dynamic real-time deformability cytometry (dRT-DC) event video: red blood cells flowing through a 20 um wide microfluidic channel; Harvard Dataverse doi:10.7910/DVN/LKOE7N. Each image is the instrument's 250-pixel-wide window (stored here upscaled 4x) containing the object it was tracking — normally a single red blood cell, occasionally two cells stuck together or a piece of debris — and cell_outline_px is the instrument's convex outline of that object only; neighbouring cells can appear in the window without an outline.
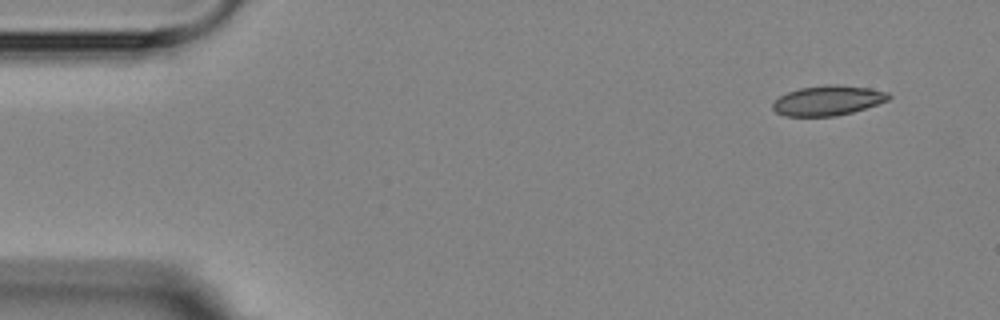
{"species": "Egyptian fruit bat (a non-hibernating species)", "species_latin": "Rousettus aegyptiacus", "temperature_condition": "room temperature", "stored_images_in_passage": 4, "camera_frame_rate_fps": 3000, "um_per_image_px": 0.085, "animal": {"sex": "female"}, "frame": {"image": 1, "passage_image": 1, "time_ms": 0.0, "image_size_px": [1000, 320], "cell_outline_px": [[892, 96], [888, 100], [852, 112], [836, 116], [784, 116], [776, 112], [772, 108], [772, 104], [780, 96], [788, 92], [800, 88], [824, 84], [836, 84], [868, 88], [888, 92]], "centroid_in_image_um": [70.35, 8.54], "position_along_channel_um": 14.6, "area_um2": 20.11}}
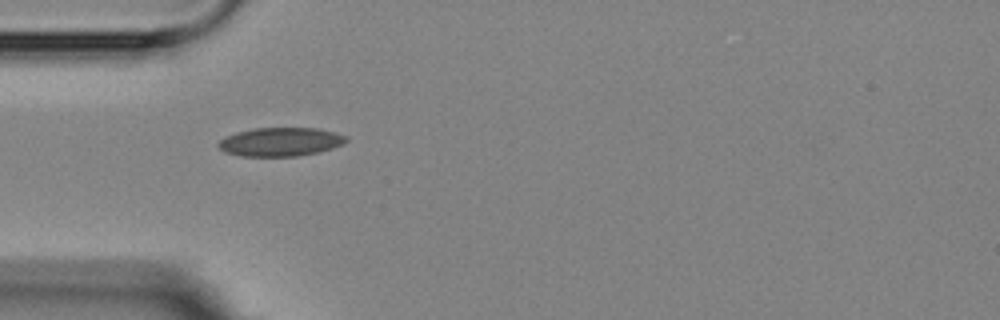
{"frame": {"image": 2, "passage_image": 3, "time_ms": 4.0, "image_size_px": [1000, 320], "cell_outline_px": [[348, 140], [344, 144], [320, 152], [296, 156], [240, 156], [224, 152], [216, 144], [224, 136], [236, 132], [252, 128], [320, 128], [336, 132], [348, 136]], "centroid_in_image_um": [23.85, 12.05], "position_along_channel_um": 61.1, "area_um2": 21.68}}
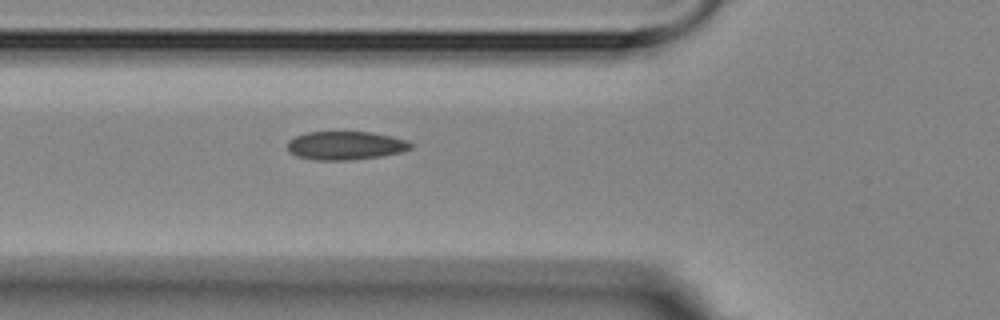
{"frame": {"image": 3, "passage_image": 4, "time_ms": 5.0, "image_size_px": [1000, 320], "cell_outline_px": [[412, 148], [404, 152], [380, 156], [352, 160], [316, 160], [296, 156], [288, 152], [288, 140], [296, 136], [308, 132], [372, 132], [392, 136], [408, 140], [412, 144]], "centroid_in_image_um": [29.39, 12.37], "position_along_channel_um": 96.4, "area_um2": 20.63}}